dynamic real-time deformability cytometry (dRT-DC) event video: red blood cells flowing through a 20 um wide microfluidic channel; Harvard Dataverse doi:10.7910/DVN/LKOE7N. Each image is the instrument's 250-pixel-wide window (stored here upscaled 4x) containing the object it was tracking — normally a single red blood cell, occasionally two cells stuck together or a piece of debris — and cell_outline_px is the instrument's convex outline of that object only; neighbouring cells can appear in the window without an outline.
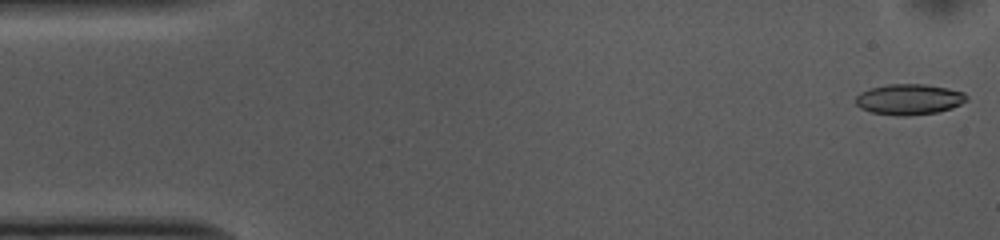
{"species": "common noctule bat (a hibernating species)", "species_latin": "Nyctalus noctula", "temperature_condition": "cold", "stored_images_in_passage": 53, "camera_frame_rate_fps": 3000, "um_per_image_px": 0.085, "animal": {"sex": "female", "body_mass_g": 10.0, "forearm_length_mm": 53.1}, "frame": {"image": 1, "passage_image": 1, "time_ms": 0.0, "image_size_px": [1000, 240], "cell_outline_px": [[968, 100], [952, 108], [936, 112], [908, 116], [896, 116], [872, 112], [860, 108], [856, 104], [856, 96], [860, 92], [872, 88], [888, 84], [924, 84], [948, 88], [964, 92], [968, 96]], "centroid_in_image_um": [77.29, 8.44], "position_along_channel_um": 7.7, "area_um2": 19.88}}
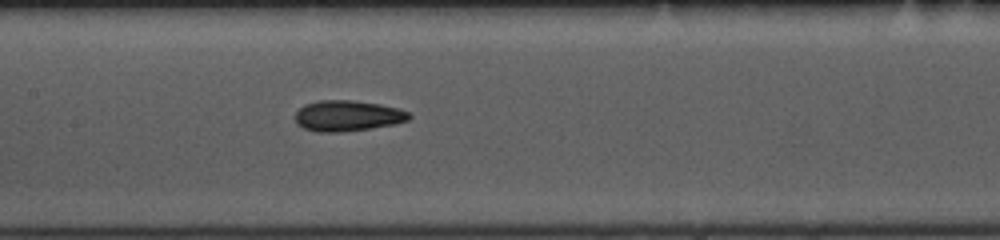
{"frame": {"image": 2, "passage_image": 24, "time_ms": 7.667, "image_size_px": [1000, 240], "cell_outline_px": [[412, 116], [408, 120], [396, 124], [372, 128], [340, 132], [316, 132], [304, 128], [296, 124], [296, 112], [304, 104], [320, 100], [352, 100], [380, 104], [396, 108], [408, 112]], "centroid_in_image_um": [29.53, 9.85], "position_along_channel_um": 177.9, "area_um2": 20.46}}
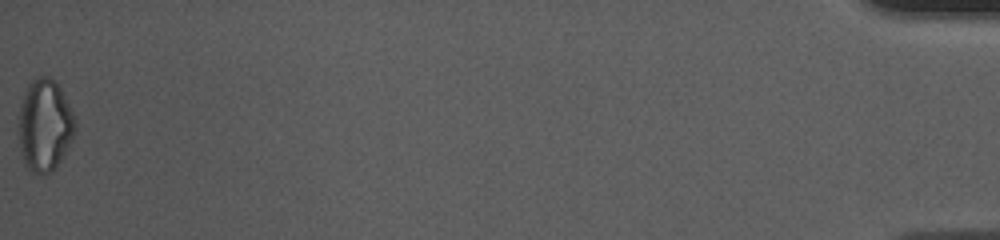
{"frame": {"image": 3, "passage_image": 53, "time_ms": 17.333, "image_size_px": [1000, 240], "cell_outline_px": [[76, 128], [72, 140], [68, 148], [52, 172], [48, 176], [40, 176], [32, 172], [28, 168], [24, 160], [20, 148], [20, 104], [24, 92], [28, 84], [36, 76], [48, 76], [56, 80], [76, 120]], "centroid_in_image_um": [3.82, 10.66], "position_along_channel_um": 431.4, "area_um2": 30.35}, "authors_computed_cell_mechanics": {"area_um2": 20.1722, "velocity_mm_per_s": 3.7027, "shape_relaxation_time_tau1_ms": 4.366, "shape_relaxation_time_tau2_ms": 2.824, "deformation_change_tau1": 0.1387, "deformation_change_tau2": 0.1049}}